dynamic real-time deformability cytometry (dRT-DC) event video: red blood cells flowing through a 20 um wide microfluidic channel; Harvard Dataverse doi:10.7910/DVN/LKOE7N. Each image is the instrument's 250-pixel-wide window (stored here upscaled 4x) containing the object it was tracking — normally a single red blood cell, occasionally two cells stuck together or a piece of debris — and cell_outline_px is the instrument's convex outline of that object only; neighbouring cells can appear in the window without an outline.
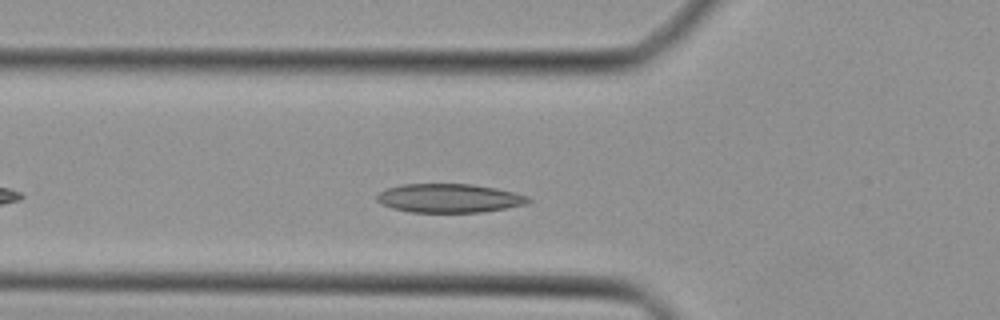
{"species": "Egyptian fruit bat (a non-hibernating species)", "species_latin": "Rousettus aegyptiacus", "temperature_condition": "cold", "stored_images_in_passage": 29, "camera_frame_rate_fps": 3000, "um_per_image_px": 0.085, "animal": {"sex": "female"}, "frame": {"image": 1, "passage_image": 6, "time_ms": 1.667, "image_size_px": [1000, 320], "cell_outline_px": [[532, 200], [524, 204], [504, 208], [480, 212], [412, 212], [392, 208], [380, 204], [376, 200], [376, 196], [380, 192], [388, 188], [404, 184], [472, 184], [496, 188], [528, 196]], "centroid_in_image_um": [38.15, 16.84], "position_along_channel_um": 87.7, "area_um2": 25.2}}
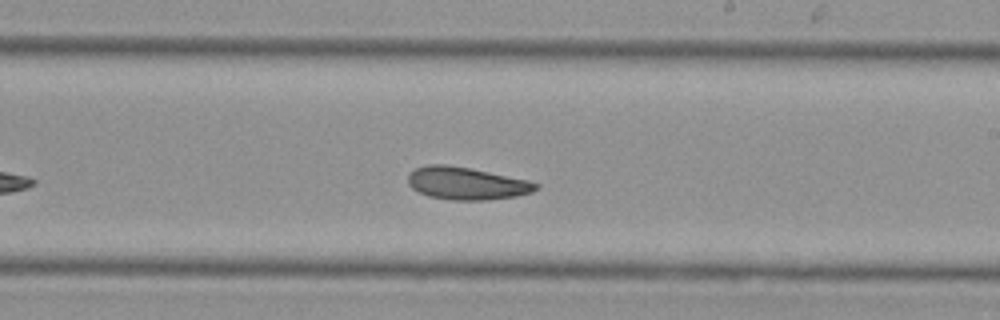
{"frame": {"image": 2, "passage_image": 17, "time_ms": 5.333, "image_size_px": [1000, 320], "cell_outline_px": [[540, 188], [532, 192], [516, 196], [484, 200], [452, 200], [428, 196], [412, 188], [408, 184], [408, 176], [416, 168], [428, 164], [444, 164], [468, 168], [528, 180], [540, 184]], "centroid_in_image_um": [39.67, 15.59], "position_along_channel_um": 249.3, "area_um2": 24.04}}
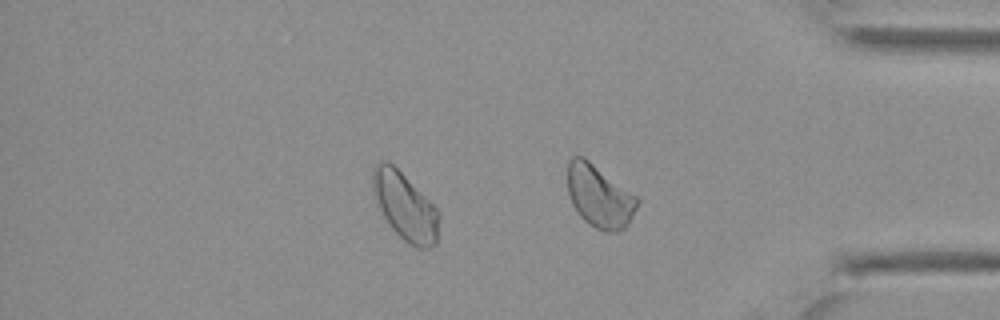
{"frame": {"image": 3, "passage_image": 27, "time_ms": 8.667, "image_size_px": [1000, 320], "cell_outline_px": [[440, 216], [436, 244], [428, 248], [416, 248], [404, 240], [392, 228], [384, 216], [380, 208], [372, 188], [372, 168], [380, 160], [388, 160], [440, 212]], "centroid_in_image_um": [34.43, 17.55], "position_along_channel_um": 400.8, "area_um2": 25.61}}